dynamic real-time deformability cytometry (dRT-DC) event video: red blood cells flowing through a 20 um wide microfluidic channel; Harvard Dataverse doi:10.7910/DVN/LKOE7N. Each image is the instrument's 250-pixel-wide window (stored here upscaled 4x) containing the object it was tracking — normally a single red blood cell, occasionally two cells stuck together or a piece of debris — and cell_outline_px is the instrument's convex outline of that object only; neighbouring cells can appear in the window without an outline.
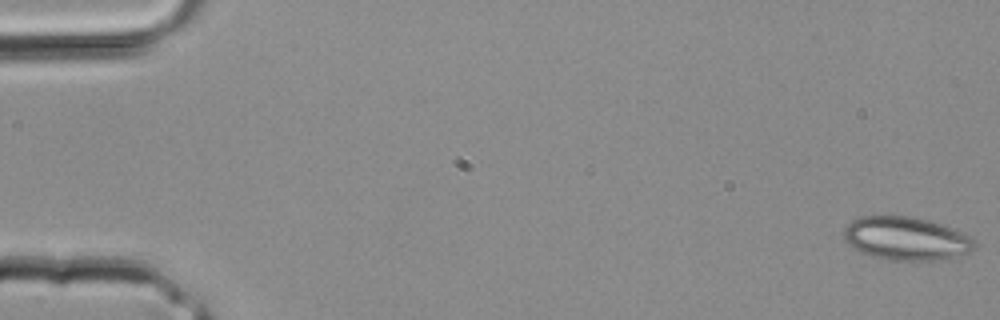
{"species": "common noctule bat (a hibernating species)", "species_latin": "Nyctalus noctula", "temperature_condition": "room temperature", "stored_images_in_passage": 4, "camera_frame_rate_fps": 3000, "um_per_image_px": 0.085, "animal": {"sex": "male", "body_mass_g": 20.4}, "frame": {"image": 1, "passage_image": 1, "time_ms": 0.0, "image_size_px": [1000, 320], "cell_outline_px": [[976, 244], [968, 252], [936, 260], [888, 260], [872, 256], [860, 252], [852, 248], [844, 240], [844, 228], [852, 220], [860, 216], [912, 216], [944, 224], [956, 228], [972, 236], [976, 240]], "centroid_in_image_um": [77.02, 20.25], "position_along_channel_um": 8.0, "area_um2": 33.23}}